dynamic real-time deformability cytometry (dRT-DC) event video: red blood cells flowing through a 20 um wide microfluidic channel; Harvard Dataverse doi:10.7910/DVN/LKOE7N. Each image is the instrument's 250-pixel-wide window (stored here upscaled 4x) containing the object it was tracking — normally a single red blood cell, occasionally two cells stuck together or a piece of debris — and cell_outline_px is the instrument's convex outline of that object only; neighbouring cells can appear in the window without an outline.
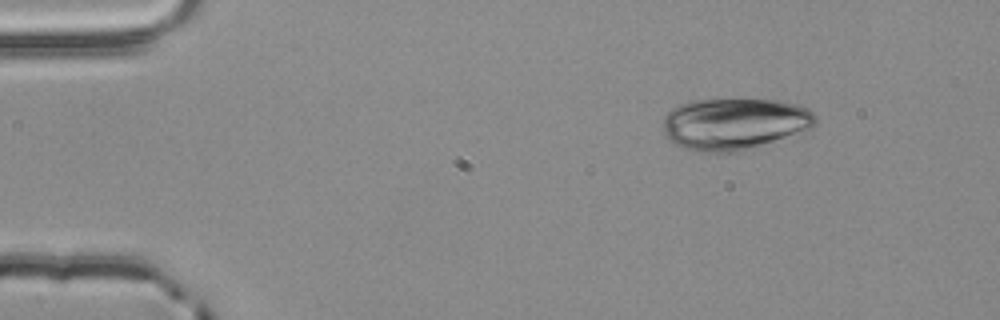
{"species": "common noctule bat (a hibernating species)", "species_latin": "Nyctalus noctula", "temperature_condition": "room temperature", "stored_images_in_passage": 3, "camera_frame_rate_fps": 3000, "um_per_image_px": 0.085, "animal": {"sex": "male", "body_mass_g": 20.4}, "frame": {"image": 1, "passage_image": 3, "time_ms": 0.667, "image_size_px": [1000, 320], "cell_outline_px": [[816, 124], [808, 128], [740, 152], [704, 152], [684, 148], [676, 144], [664, 136], [664, 116], [676, 104], [692, 100], [780, 100], [796, 104], [808, 108], [816, 116]], "centroid_in_image_um": [62.37, 10.51], "position_along_channel_um": 22.6, "area_um2": 45.49}}